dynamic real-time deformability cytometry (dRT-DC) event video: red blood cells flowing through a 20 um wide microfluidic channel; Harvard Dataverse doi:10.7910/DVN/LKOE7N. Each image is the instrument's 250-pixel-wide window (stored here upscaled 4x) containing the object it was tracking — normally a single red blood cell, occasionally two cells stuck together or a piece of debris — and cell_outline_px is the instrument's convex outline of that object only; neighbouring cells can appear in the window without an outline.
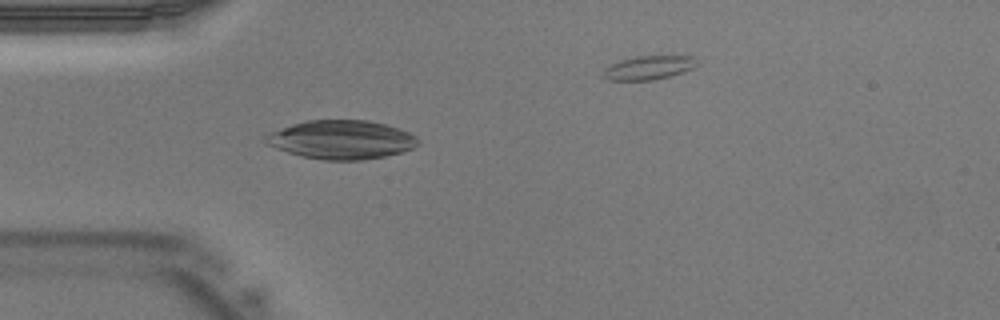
{"species": "Egyptian fruit bat (a non-hibernating species)", "species_latin": "Rousettus aegyptiacus", "temperature_condition": "warm", "stored_images_in_passage": 32, "camera_frame_rate_fps": 3000, "um_per_image_px": 0.085, "animal": {"sex": "male"}, "frame": {"image": 1, "passage_image": 5, "time_ms": 1.333, "image_size_px": [1000, 320], "cell_outline_px": [[420, 144], [412, 148], [400, 152], [384, 156], [364, 160], [324, 160], [300, 156], [264, 144], [264, 136], [268, 132], [292, 124], [308, 120], [368, 120], [384, 124], [408, 132], [416, 136], [420, 140]], "centroid_in_image_um": [28.98, 11.87], "position_along_channel_um": 56.0, "area_um2": 34.51}}
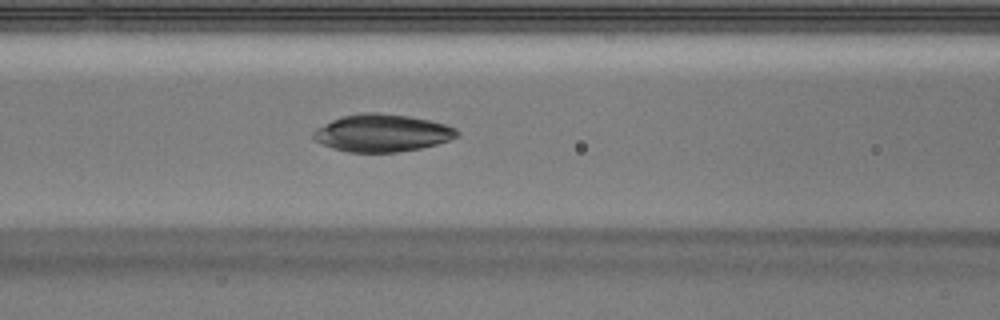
{"frame": {"image": 2, "passage_image": 10, "time_ms": 3.0, "image_size_px": [1000, 320], "cell_outline_px": [[460, 132], [456, 136], [448, 140], [436, 144], [420, 148], [396, 152], [348, 152], [332, 148], [320, 144], [312, 136], [312, 132], [316, 128], [332, 120], [344, 116], [364, 112], [376, 112], [408, 116], [428, 120], [444, 124], [456, 128]], "centroid_in_image_um": [32.44, 11.3], "position_along_channel_um": 134.2, "area_um2": 31.15}}
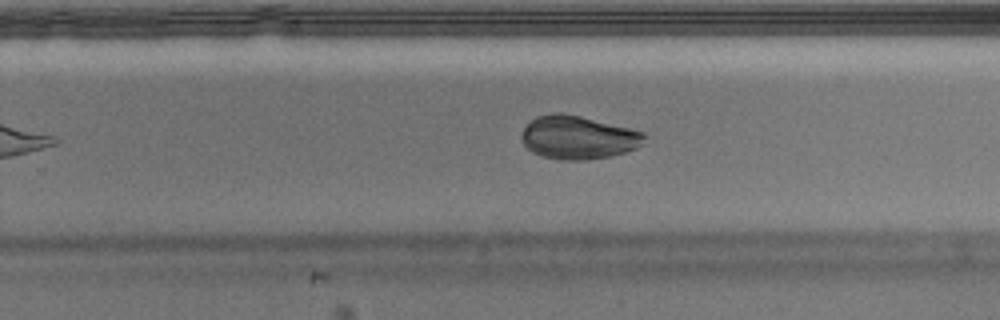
{"frame": {"image": 3, "passage_image": 19, "time_ms": 6.0, "image_size_px": [1000, 320], "cell_outline_px": [[648, 136], [644, 144], [636, 148], [612, 156], [588, 160], [564, 160], [544, 156], [532, 152], [524, 144], [520, 136], [524, 128], [536, 116], [552, 112], [560, 112], [580, 116], [644, 132]], "centroid_in_image_um": [49.16, 11.68], "position_along_channel_um": 280.6, "area_um2": 31.04}}